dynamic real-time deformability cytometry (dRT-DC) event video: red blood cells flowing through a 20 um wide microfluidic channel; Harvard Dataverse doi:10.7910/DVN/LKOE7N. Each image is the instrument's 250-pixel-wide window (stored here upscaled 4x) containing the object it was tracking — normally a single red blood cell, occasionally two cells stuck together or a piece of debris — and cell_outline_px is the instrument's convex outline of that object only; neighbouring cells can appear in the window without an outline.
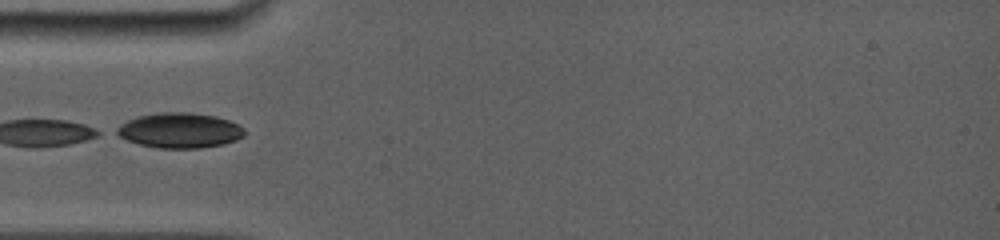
{"species": "common noctule bat (a hibernating species)", "species_latin": "Nyctalus noctula", "temperature_condition": "room temperature", "stored_images_in_passage": 12, "camera_frame_rate_fps": 5000, "um_per_image_px": 0.085, "animal": {"sex": "female", "body_mass_g": 19.0, "forearm_length_mm": 56.7}, "frame": {"image": 1, "passage_image": 1, "time_ms": 0.0, "image_size_px": [1000, 240], "cell_outline_px": [[244, 136], [236, 140], [224, 144], [200, 148], [156, 148], [140, 144], [128, 140], [112, 132], [120, 124], [136, 116], [160, 112], [188, 112], [216, 116], [240, 124], [244, 128]], "centroid_in_image_um": [15.27, 11.08], "position_along_channel_um": 69.7, "area_um2": 26.36}}
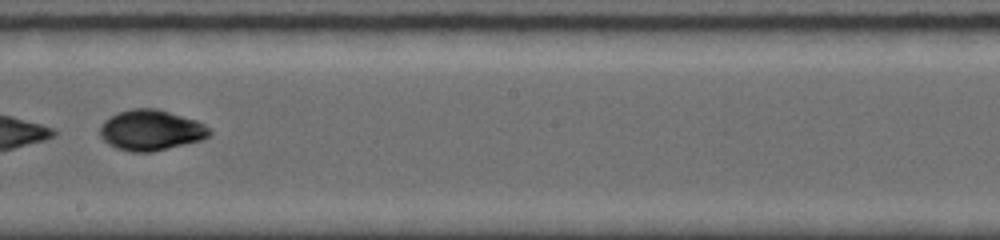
{"frame": {"image": 2, "passage_image": 6, "time_ms": 4.2, "image_size_px": [1000, 240], "cell_outline_px": [[212, 132], [204, 140], [152, 152], [132, 152], [116, 148], [108, 144], [100, 136], [100, 128], [104, 120], [120, 112], [132, 108], [156, 108], [196, 120], [204, 124]], "centroid_in_image_um": [12.84, 11.08], "position_along_channel_um": 235.4, "area_um2": 25.89}}